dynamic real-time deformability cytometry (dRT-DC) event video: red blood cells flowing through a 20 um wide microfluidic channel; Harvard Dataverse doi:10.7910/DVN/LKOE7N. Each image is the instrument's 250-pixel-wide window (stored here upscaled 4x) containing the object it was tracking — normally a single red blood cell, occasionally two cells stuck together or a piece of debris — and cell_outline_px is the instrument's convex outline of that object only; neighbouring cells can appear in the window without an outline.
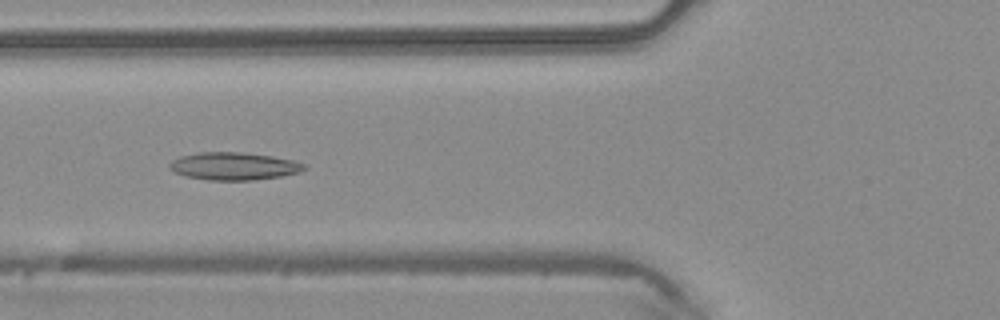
{"species": "common noctule bat (a hibernating species)", "species_latin": "Nyctalus noctula", "temperature_condition": "warm", "stored_images_in_passage": 39, "camera_frame_rate_fps": 3000, "um_per_image_px": 0.085, "animal": {"sex": "male", "body_mass_g": 20.4}, "frame": {"image": 1, "passage_image": 9, "time_ms": 2.667, "image_size_px": [1000, 320], "cell_outline_px": [[308, 168], [300, 172], [280, 176], [252, 180], [208, 180], [184, 176], [172, 172], [168, 168], [168, 164], [172, 160], [180, 156], [200, 152], [240, 152], [272, 156], [292, 160], [304, 164]], "centroid_in_image_um": [19.82, 14.12], "position_along_channel_um": 106.0, "area_um2": 21.79}}
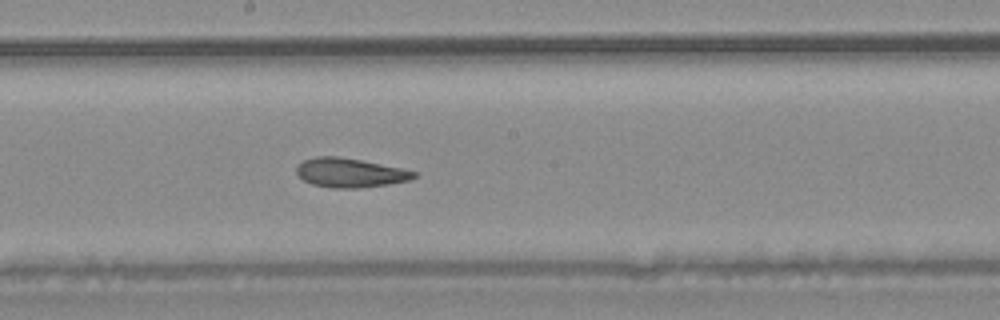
{"frame": {"image": 2, "passage_image": 17, "time_ms": 5.333, "image_size_px": [1000, 320], "cell_outline_px": [[416, 176], [412, 180], [388, 184], [356, 188], [332, 188], [312, 184], [304, 180], [296, 172], [296, 164], [304, 160], [316, 156], [336, 156], [360, 160], [400, 168], [416, 172]], "centroid_in_image_um": [29.72, 14.68], "position_along_channel_um": 218.5, "area_um2": 19.83}}
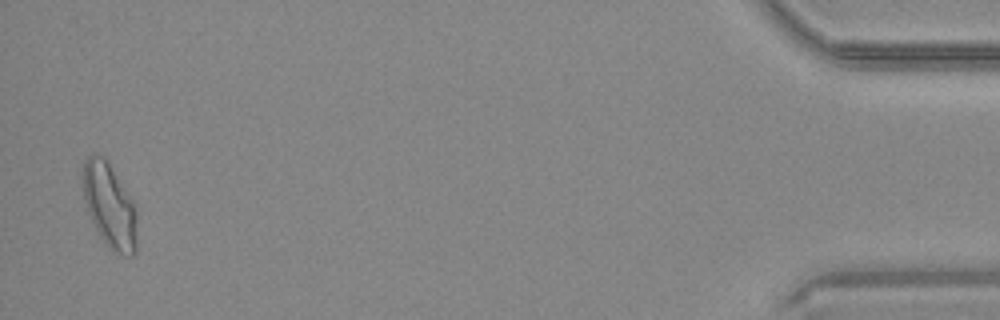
{"frame": {"image": 3, "passage_image": 38, "time_ms": 12.333, "image_size_px": [1000, 320], "cell_outline_px": [[136, 252], [132, 256], [124, 256], [112, 252], [104, 244], [92, 224], [84, 200], [80, 180], [80, 176], [84, 160], [88, 156], [104, 156], [132, 200], [136, 208]], "centroid_in_image_um": [9.27, 17.52], "position_along_channel_um": 425.9, "area_um2": 27.17}, "authors_computed_cell_mechanics": {"area_um2": 21.2704, "velocity_mm_per_s": 4.2221, "shape_relaxation_time_tau1_ms": null, "shape_relaxation_time_tau2_ms": 2.7994, "deformation_change_tau1": null, "deformation_change_tau2": 0.1096}}